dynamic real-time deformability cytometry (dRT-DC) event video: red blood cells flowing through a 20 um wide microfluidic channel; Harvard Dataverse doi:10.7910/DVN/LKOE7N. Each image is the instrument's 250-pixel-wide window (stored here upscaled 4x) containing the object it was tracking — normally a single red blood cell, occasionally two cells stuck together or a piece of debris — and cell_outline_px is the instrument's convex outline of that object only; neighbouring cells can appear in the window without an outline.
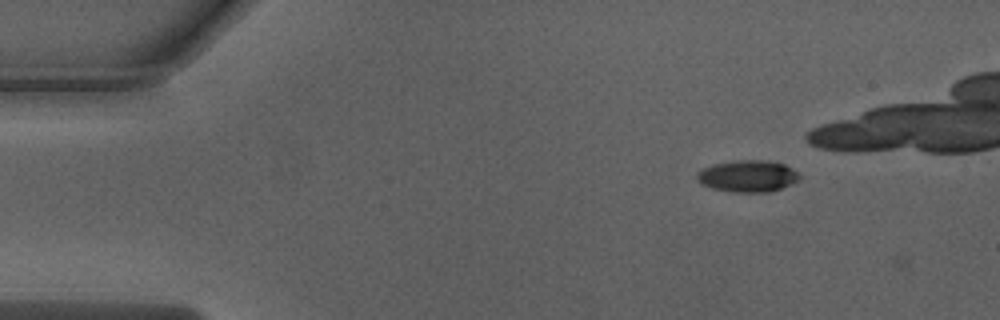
{"species": "Egyptian fruit bat (a non-hibernating species)", "species_latin": "Rousettus aegyptiacus", "temperature_condition": "warm", "stored_images_in_passage": 2, "camera_frame_rate_fps": 3000, "um_per_image_px": 0.085, "animal": {"sex": "male"}, "frame": {"image": 1, "passage_image": 1, "time_ms": 0.0, "image_size_px": [1000, 320], "cell_outline_px": [[800, 180], [772, 192], [732, 192], [712, 188], [700, 184], [696, 180], [696, 176], [704, 168], [716, 164], [740, 160], [768, 160], [784, 164], [792, 168], [800, 176]], "centroid_in_image_um": [63.58, 14.98], "position_along_channel_um": 21.4, "area_um2": 18.9}}